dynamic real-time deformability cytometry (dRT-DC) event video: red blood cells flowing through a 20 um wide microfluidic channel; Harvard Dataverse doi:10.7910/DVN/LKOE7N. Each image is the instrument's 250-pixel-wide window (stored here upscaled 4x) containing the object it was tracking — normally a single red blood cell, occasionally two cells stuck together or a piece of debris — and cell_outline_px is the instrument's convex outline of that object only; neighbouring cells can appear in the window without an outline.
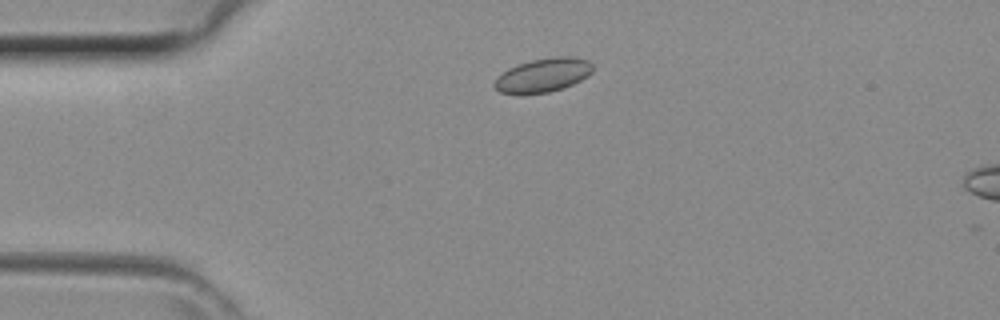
{"species": "common noctule bat (a hibernating species)", "species_latin": "Nyctalus noctula", "temperature_condition": "room temperature", "stored_images_in_passage": 34, "camera_frame_rate_fps": 3000, "um_per_image_px": 0.085, "animal": {"sex": "female", "body_mass_g": 29.2, "forearm_length_mm": 56.3}, "frame": {"image": 1, "passage_image": 1, "time_ms": 0.0, "image_size_px": [1000, 320], "cell_outline_px": [[592, 72], [588, 76], [564, 88], [548, 92], [500, 92], [492, 84], [496, 76], [508, 68], [516, 64], [532, 60], [552, 56], [576, 56], [588, 60], [592, 64]], "centroid_in_image_um": [46.18, 6.34], "position_along_channel_um": 38.8, "area_um2": 19.31}}
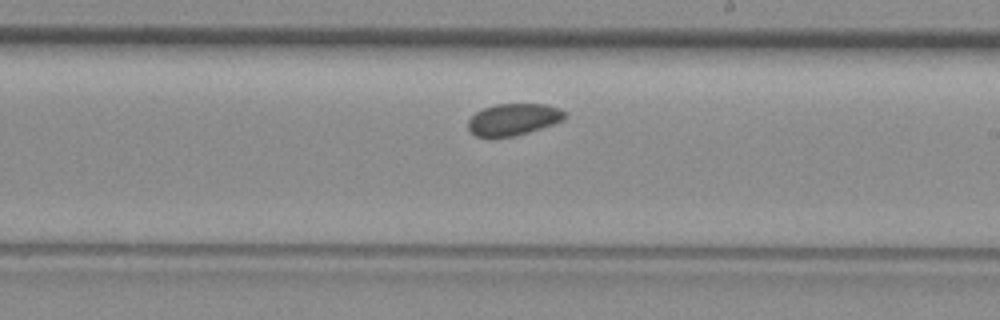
{"frame": {"image": 2, "passage_image": 16, "time_ms": 5.0, "image_size_px": [1000, 320], "cell_outline_px": [[568, 116], [564, 120], [516, 136], [476, 136], [468, 128], [468, 120], [476, 112], [484, 108], [496, 104], [544, 104], [560, 108]], "centroid_in_image_um": [43.66, 10.13], "position_along_channel_um": 245.3, "area_um2": 17.69}}
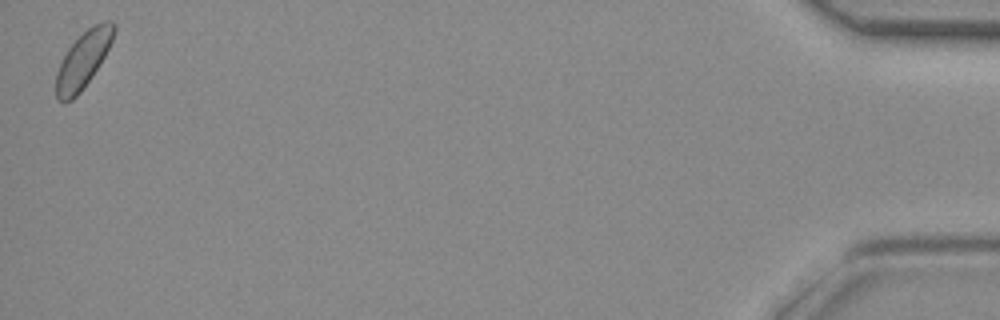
{"frame": {"image": 3, "passage_image": 34, "time_ms": 11.0, "image_size_px": [1000, 320], "cell_outline_px": [[116, 28], [112, 40], [104, 56], [92, 76], [80, 92], [72, 100], [56, 100], [56, 72], [68, 48], [88, 28], [104, 20], [108, 20], [116, 24]], "centroid_in_image_um": [7.07, 5.07], "position_along_channel_um": 428.1, "area_um2": 18.55}}